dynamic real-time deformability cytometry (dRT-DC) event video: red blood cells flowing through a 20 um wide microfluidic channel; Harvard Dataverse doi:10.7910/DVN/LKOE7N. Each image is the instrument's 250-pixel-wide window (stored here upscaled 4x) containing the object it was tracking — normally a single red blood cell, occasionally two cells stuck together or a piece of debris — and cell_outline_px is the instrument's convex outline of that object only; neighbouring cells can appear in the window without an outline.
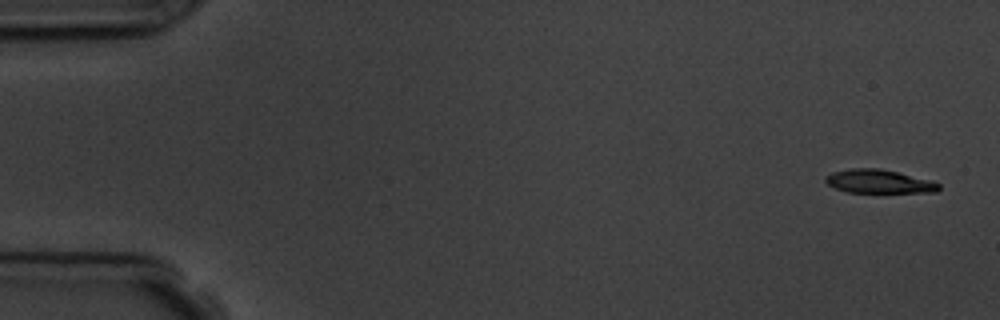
{"species": "common noctule bat (a hibernating species)", "species_latin": "Nyctalus noctula", "temperature_condition": "room temperature", "stored_images_in_passage": 4, "camera_frame_rate_fps": 3000, "um_per_image_px": 0.085, "animal": {"sex": "male", "body_mass_g": 19.5, "forearm_length_mm": 54.6}, "frame": {"image": 1, "passage_image": 1, "time_ms": 0.0, "image_size_px": [1000, 320], "cell_outline_px": [[940, 188], [936, 192], [848, 192], [836, 188], [828, 184], [824, 180], [824, 176], [832, 172], [848, 168], [880, 168], [932, 180], [940, 184]], "centroid_in_image_um": [74.69, 15.41], "position_along_channel_um": 10.3, "area_um2": 15.61}}
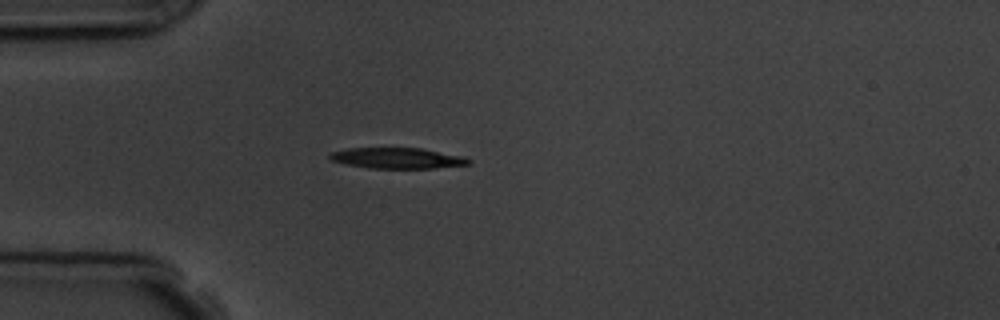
{"frame": {"image": 2, "passage_image": 4, "time_ms": 4.333, "image_size_px": [1000, 320], "cell_outline_px": [[472, 160], [468, 164], [436, 168], [368, 168], [344, 164], [332, 160], [328, 156], [332, 152], [348, 148], [420, 148], [464, 156]], "centroid_in_image_um": [33.77, 13.44], "position_along_channel_um": 51.2, "area_um2": 16.76}}